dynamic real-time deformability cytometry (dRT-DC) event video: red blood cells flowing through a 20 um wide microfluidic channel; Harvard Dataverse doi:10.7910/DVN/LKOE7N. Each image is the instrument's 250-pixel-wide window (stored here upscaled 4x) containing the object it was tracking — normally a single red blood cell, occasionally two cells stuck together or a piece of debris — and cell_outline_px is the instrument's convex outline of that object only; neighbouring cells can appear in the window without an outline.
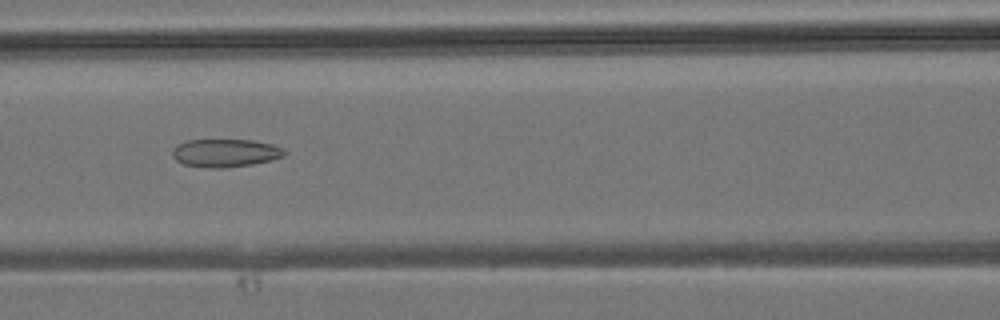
{"species": "common noctule bat (a hibernating species)", "species_latin": "Nyctalus noctula", "temperature_condition": "room temperature", "stored_images_in_passage": 41, "camera_frame_rate_fps": 3000, "um_per_image_px": 0.085, "animal": {"sex": "male", "body_mass_g": 19.2, "forearm_length_mm": 51.8}, "frame": {"image": 1, "passage_image": 16, "time_ms": 5.0, "image_size_px": [1000, 320], "cell_outline_px": [[288, 152], [284, 156], [272, 160], [252, 164], [224, 168], [212, 168], [184, 164], [176, 160], [172, 156], [172, 148], [188, 140], [252, 140], [272, 144], [284, 148]], "centroid_in_image_um": [19.19, 13.0], "position_along_channel_um": 147.4, "area_um2": 18.32}}
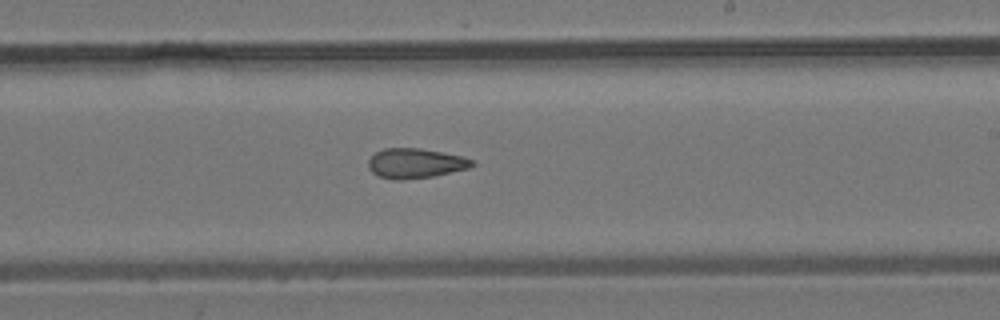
{"frame": {"image": 2, "passage_image": 23, "time_ms": 7.333, "image_size_px": [1000, 320], "cell_outline_px": [[476, 164], [468, 168], [432, 176], [400, 180], [396, 180], [376, 176], [368, 168], [368, 160], [376, 152], [384, 148], [420, 148], [464, 156], [476, 160]], "centroid_in_image_um": [35.32, 13.87], "position_along_channel_um": 253.7, "area_um2": 18.15}}
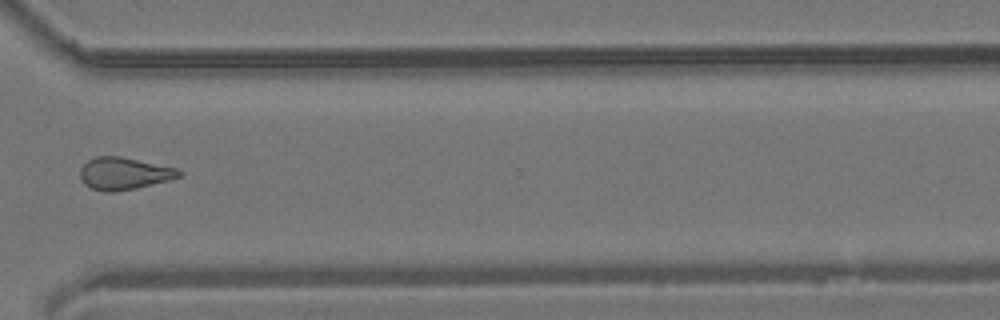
{"frame": {"image": 3, "passage_image": 30, "time_ms": 9.667, "image_size_px": [1000, 320], "cell_outline_px": [[184, 172], [180, 176], [168, 180], [136, 188], [112, 192], [104, 192], [92, 188], [84, 184], [80, 176], [80, 168], [88, 160], [96, 156], [120, 156], [176, 168]], "centroid_in_image_um": [10.52, 14.74], "position_along_channel_um": 360.1, "area_um2": 18.44}}